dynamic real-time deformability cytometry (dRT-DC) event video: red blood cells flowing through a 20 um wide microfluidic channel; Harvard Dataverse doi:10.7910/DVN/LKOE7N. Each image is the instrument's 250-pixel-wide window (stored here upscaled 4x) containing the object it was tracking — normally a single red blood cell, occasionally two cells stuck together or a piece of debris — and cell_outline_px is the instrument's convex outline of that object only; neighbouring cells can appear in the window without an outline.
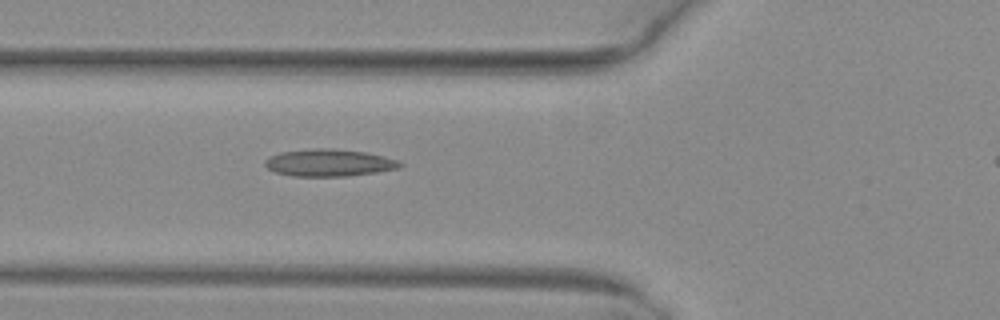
{"species": "common noctule bat (a hibernating species)", "species_latin": "Nyctalus noctula", "temperature_condition": "warm", "stored_images_in_passage": 4, "segment_of_instrument_passage": [1, 2], "camera_frame_rate_fps": 3000, "um_per_image_px": 0.085, "animal": {"sex": "female", "body_mass_g": 29.2, "forearm_length_mm": 56.3}, "frame": {"image": 1, "passage_image": 3, "time_ms": 0.667, "image_size_px": [1000, 320], "cell_outline_px": [[404, 164], [400, 168], [376, 172], [348, 176], [292, 176], [276, 172], [268, 168], [264, 164], [264, 160], [268, 156], [280, 152], [312, 148], [336, 148], [364, 152], [396, 160]], "centroid_in_image_um": [27.92, 13.83], "position_along_channel_um": 97.9, "area_um2": 21.39}}